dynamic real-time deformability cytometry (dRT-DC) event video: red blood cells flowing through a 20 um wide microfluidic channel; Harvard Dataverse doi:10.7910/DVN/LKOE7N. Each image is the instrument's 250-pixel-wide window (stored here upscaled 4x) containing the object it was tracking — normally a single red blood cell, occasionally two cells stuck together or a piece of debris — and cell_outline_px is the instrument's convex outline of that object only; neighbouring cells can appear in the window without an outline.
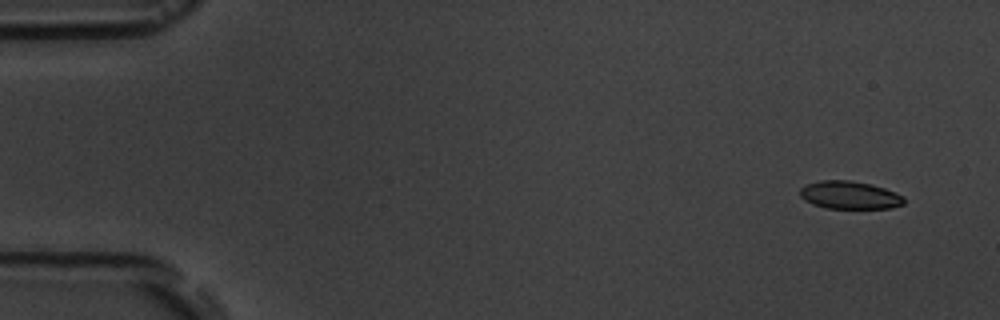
{"species": "common noctule bat (a hibernating species)", "species_latin": "Nyctalus noctula", "temperature_condition": "room temperature", "stored_images_in_passage": 4, "camera_frame_rate_fps": 3000, "um_per_image_px": 0.085, "animal": {"sex": "male", "body_mass_g": 19.5, "forearm_length_mm": 54.6}, "frame": {"image": 1, "passage_image": 1, "time_ms": 0.0, "image_size_px": [1000, 320], "cell_outline_px": [[904, 204], [892, 208], [824, 208], [812, 204], [804, 200], [800, 196], [800, 188], [804, 184], [820, 180], [848, 180], [872, 184], [896, 192], [904, 196]], "centroid_in_image_um": [72.2, 16.58], "position_along_channel_um": 12.8, "area_um2": 17.11}}
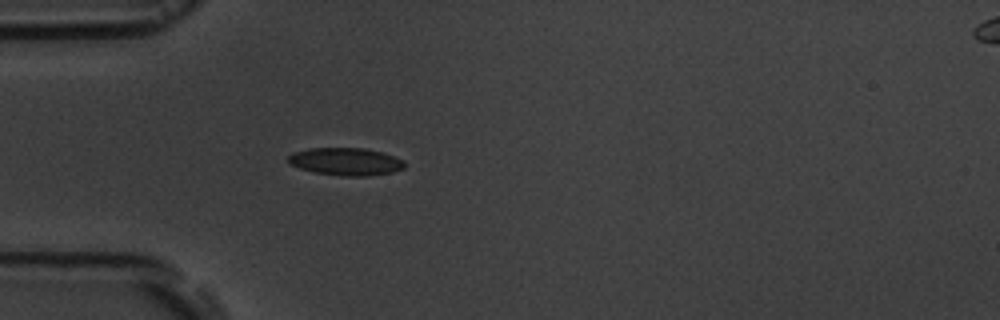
{"frame": {"image": 2, "passage_image": 4, "time_ms": 4.333, "image_size_px": [1000, 320], "cell_outline_px": [[404, 168], [392, 172], [368, 176], [344, 176], [316, 172], [300, 168], [288, 164], [288, 156], [292, 152], [308, 148], [364, 148], [384, 152], [404, 160]], "centroid_in_image_um": [29.39, 13.72], "position_along_channel_um": 55.6, "area_um2": 18.79}}